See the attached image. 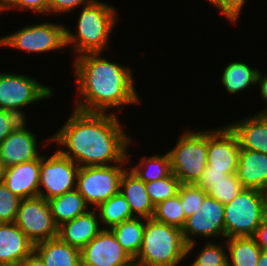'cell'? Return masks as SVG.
I'll use <instances>...</instances> for the list:
<instances>
[{
  "mask_svg": "<svg viewBox=\"0 0 267 266\" xmlns=\"http://www.w3.org/2000/svg\"><path fill=\"white\" fill-rule=\"evenodd\" d=\"M154 220L167 225H172L182 229L186 221L185 212L181 205L180 195L166 199L155 206Z\"/></svg>",
  "mask_w": 267,
  "mask_h": 266,
  "instance_id": "cell-31",
  "label": "cell"
},
{
  "mask_svg": "<svg viewBox=\"0 0 267 266\" xmlns=\"http://www.w3.org/2000/svg\"><path fill=\"white\" fill-rule=\"evenodd\" d=\"M15 223L34 244L58 237L49 202L41 196L20 200Z\"/></svg>",
  "mask_w": 267,
  "mask_h": 266,
  "instance_id": "cell-12",
  "label": "cell"
},
{
  "mask_svg": "<svg viewBox=\"0 0 267 266\" xmlns=\"http://www.w3.org/2000/svg\"><path fill=\"white\" fill-rule=\"evenodd\" d=\"M207 194L222 204L231 202L243 189L237 174H228L217 182H197Z\"/></svg>",
  "mask_w": 267,
  "mask_h": 266,
  "instance_id": "cell-30",
  "label": "cell"
},
{
  "mask_svg": "<svg viewBox=\"0 0 267 266\" xmlns=\"http://www.w3.org/2000/svg\"><path fill=\"white\" fill-rule=\"evenodd\" d=\"M252 237L262 250L267 251V215Z\"/></svg>",
  "mask_w": 267,
  "mask_h": 266,
  "instance_id": "cell-40",
  "label": "cell"
},
{
  "mask_svg": "<svg viewBox=\"0 0 267 266\" xmlns=\"http://www.w3.org/2000/svg\"><path fill=\"white\" fill-rule=\"evenodd\" d=\"M56 150V151H55ZM40 155L38 196L49 200L76 189L79 166L57 149Z\"/></svg>",
  "mask_w": 267,
  "mask_h": 266,
  "instance_id": "cell-10",
  "label": "cell"
},
{
  "mask_svg": "<svg viewBox=\"0 0 267 266\" xmlns=\"http://www.w3.org/2000/svg\"><path fill=\"white\" fill-rule=\"evenodd\" d=\"M228 173L217 170H208L205 168L201 178L198 182H217L218 180H222L223 177H226Z\"/></svg>",
  "mask_w": 267,
  "mask_h": 266,
  "instance_id": "cell-41",
  "label": "cell"
},
{
  "mask_svg": "<svg viewBox=\"0 0 267 266\" xmlns=\"http://www.w3.org/2000/svg\"><path fill=\"white\" fill-rule=\"evenodd\" d=\"M168 150L171 172L181 184H196L207 166L208 129L186 128Z\"/></svg>",
  "mask_w": 267,
  "mask_h": 266,
  "instance_id": "cell-5",
  "label": "cell"
},
{
  "mask_svg": "<svg viewBox=\"0 0 267 266\" xmlns=\"http://www.w3.org/2000/svg\"><path fill=\"white\" fill-rule=\"evenodd\" d=\"M240 149L238 138L226 124L215 129H208L206 168L235 174Z\"/></svg>",
  "mask_w": 267,
  "mask_h": 266,
  "instance_id": "cell-14",
  "label": "cell"
},
{
  "mask_svg": "<svg viewBox=\"0 0 267 266\" xmlns=\"http://www.w3.org/2000/svg\"><path fill=\"white\" fill-rule=\"evenodd\" d=\"M187 259V244L180 228L145 218L138 266H180ZM184 266V265H183Z\"/></svg>",
  "mask_w": 267,
  "mask_h": 266,
  "instance_id": "cell-4",
  "label": "cell"
},
{
  "mask_svg": "<svg viewBox=\"0 0 267 266\" xmlns=\"http://www.w3.org/2000/svg\"><path fill=\"white\" fill-rule=\"evenodd\" d=\"M134 141H130L127 150L128 168L135 173L142 181L149 182L160 180L167 177L171 173L170 159L168 153H154L151 156L144 155L140 157L133 165L130 156V145ZM139 161V162H138Z\"/></svg>",
  "mask_w": 267,
  "mask_h": 266,
  "instance_id": "cell-24",
  "label": "cell"
},
{
  "mask_svg": "<svg viewBox=\"0 0 267 266\" xmlns=\"http://www.w3.org/2000/svg\"><path fill=\"white\" fill-rule=\"evenodd\" d=\"M228 266H257L261 247L252 236L226 239Z\"/></svg>",
  "mask_w": 267,
  "mask_h": 266,
  "instance_id": "cell-26",
  "label": "cell"
},
{
  "mask_svg": "<svg viewBox=\"0 0 267 266\" xmlns=\"http://www.w3.org/2000/svg\"><path fill=\"white\" fill-rule=\"evenodd\" d=\"M20 200L0 180V223L15 222Z\"/></svg>",
  "mask_w": 267,
  "mask_h": 266,
  "instance_id": "cell-35",
  "label": "cell"
},
{
  "mask_svg": "<svg viewBox=\"0 0 267 266\" xmlns=\"http://www.w3.org/2000/svg\"><path fill=\"white\" fill-rule=\"evenodd\" d=\"M103 55V52L86 53L73 58L71 66L78 96L75 94L72 108L120 115L118 112L125 107L141 103L136 78L131 66L113 62Z\"/></svg>",
  "mask_w": 267,
  "mask_h": 266,
  "instance_id": "cell-2",
  "label": "cell"
},
{
  "mask_svg": "<svg viewBox=\"0 0 267 266\" xmlns=\"http://www.w3.org/2000/svg\"><path fill=\"white\" fill-rule=\"evenodd\" d=\"M265 194H266V204H267V190H266Z\"/></svg>",
  "mask_w": 267,
  "mask_h": 266,
  "instance_id": "cell-45",
  "label": "cell"
},
{
  "mask_svg": "<svg viewBox=\"0 0 267 266\" xmlns=\"http://www.w3.org/2000/svg\"><path fill=\"white\" fill-rule=\"evenodd\" d=\"M145 218L135 217L115 225L110 230L123 249L135 259L142 247Z\"/></svg>",
  "mask_w": 267,
  "mask_h": 266,
  "instance_id": "cell-28",
  "label": "cell"
},
{
  "mask_svg": "<svg viewBox=\"0 0 267 266\" xmlns=\"http://www.w3.org/2000/svg\"><path fill=\"white\" fill-rule=\"evenodd\" d=\"M53 220L57 226L85 214L91 208L75 189L48 200Z\"/></svg>",
  "mask_w": 267,
  "mask_h": 266,
  "instance_id": "cell-25",
  "label": "cell"
},
{
  "mask_svg": "<svg viewBox=\"0 0 267 266\" xmlns=\"http://www.w3.org/2000/svg\"><path fill=\"white\" fill-rule=\"evenodd\" d=\"M80 257L81 266H120L133 260L110 229H102L80 250Z\"/></svg>",
  "mask_w": 267,
  "mask_h": 266,
  "instance_id": "cell-15",
  "label": "cell"
},
{
  "mask_svg": "<svg viewBox=\"0 0 267 266\" xmlns=\"http://www.w3.org/2000/svg\"><path fill=\"white\" fill-rule=\"evenodd\" d=\"M185 217L193 215L201 206L207 192L197 184H180L178 189Z\"/></svg>",
  "mask_w": 267,
  "mask_h": 266,
  "instance_id": "cell-33",
  "label": "cell"
},
{
  "mask_svg": "<svg viewBox=\"0 0 267 266\" xmlns=\"http://www.w3.org/2000/svg\"><path fill=\"white\" fill-rule=\"evenodd\" d=\"M200 242L202 247L198 252L196 251V246H200L197 244L198 241L187 245V260L188 257L190 259L191 255H194L192 253H197L194 255V260L192 256L191 262L186 263L187 266H228L226 239L220 243L218 241H203L204 245L202 241Z\"/></svg>",
  "mask_w": 267,
  "mask_h": 266,
  "instance_id": "cell-27",
  "label": "cell"
},
{
  "mask_svg": "<svg viewBox=\"0 0 267 266\" xmlns=\"http://www.w3.org/2000/svg\"><path fill=\"white\" fill-rule=\"evenodd\" d=\"M93 0H49L48 2V15H66L78 10L79 7L89 5Z\"/></svg>",
  "mask_w": 267,
  "mask_h": 266,
  "instance_id": "cell-37",
  "label": "cell"
},
{
  "mask_svg": "<svg viewBox=\"0 0 267 266\" xmlns=\"http://www.w3.org/2000/svg\"><path fill=\"white\" fill-rule=\"evenodd\" d=\"M247 0H212L209 4L219 11L225 19L236 26Z\"/></svg>",
  "mask_w": 267,
  "mask_h": 266,
  "instance_id": "cell-36",
  "label": "cell"
},
{
  "mask_svg": "<svg viewBox=\"0 0 267 266\" xmlns=\"http://www.w3.org/2000/svg\"><path fill=\"white\" fill-rule=\"evenodd\" d=\"M180 184L179 179L171 172L163 179L145 182V187L150 200L156 206L158 203L178 194Z\"/></svg>",
  "mask_w": 267,
  "mask_h": 266,
  "instance_id": "cell-32",
  "label": "cell"
},
{
  "mask_svg": "<svg viewBox=\"0 0 267 266\" xmlns=\"http://www.w3.org/2000/svg\"><path fill=\"white\" fill-rule=\"evenodd\" d=\"M120 192L128 201L132 214L135 217L146 219L153 217L155 206L146 191L145 182L128 167L122 174Z\"/></svg>",
  "mask_w": 267,
  "mask_h": 266,
  "instance_id": "cell-21",
  "label": "cell"
},
{
  "mask_svg": "<svg viewBox=\"0 0 267 266\" xmlns=\"http://www.w3.org/2000/svg\"><path fill=\"white\" fill-rule=\"evenodd\" d=\"M102 230L95 209L58 226V237L70 246L82 249Z\"/></svg>",
  "mask_w": 267,
  "mask_h": 266,
  "instance_id": "cell-19",
  "label": "cell"
},
{
  "mask_svg": "<svg viewBox=\"0 0 267 266\" xmlns=\"http://www.w3.org/2000/svg\"><path fill=\"white\" fill-rule=\"evenodd\" d=\"M19 266H45V264L42 259L35 252H33L28 257H26L19 264Z\"/></svg>",
  "mask_w": 267,
  "mask_h": 266,
  "instance_id": "cell-42",
  "label": "cell"
},
{
  "mask_svg": "<svg viewBox=\"0 0 267 266\" xmlns=\"http://www.w3.org/2000/svg\"><path fill=\"white\" fill-rule=\"evenodd\" d=\"M27 124H29L27 120H23L0 143V171L37 159L43 153L42 151H45L46 148L39 145L41 144L38 141L39 136L33 133Z\"/></svg>",
  "mask_w": 267,
  "mask_h": 266,
  "instance_id": "cell-13",
  "label": "cell"
},
{
  "mask_svg": "<svg viewBox=\"0 0 267 266\" xmlns=\"http://www.w3.org/2000/svg\"><path fill=\"white\" fill-rule=\"evenodd\" d=\"M40 156L0 171V180L21 199L38 196Z\"/></svg>",
  "mask_w": 267,
  "mask_h": 266,
  "instance_id": "cell-16",
  "label": "cell"
},
{
  "mask_svg": "<svg viewBox=\"0 0 267 266\" xmlns=\"http://www.w3.org/2000/svg\"><path fill=\"white\" fill-rule=\"evenodd\" d=\"M257 266H267V251H261Z\"/></svg>",
  "mask_w": 267,
  "mask_h": 266,
  "instance_id": "cell-43",
  "label": "cell"
},
{
  "mask_svg": "<svg viewBox=\"0 0 267 266\" xmlns=\"http://www.w3.org/2000/svg\"><path fill=\"white\" fill-rule=\"evenodd\" d=\"M237 177L244 188L267 190V154L240 149Z\"/></svg>",
  "mask_w": 267,
  "mask_h": 266,
  "instance_id": "cell-20",
  "label": "cell"
},
{
  "mask_svg": "<svg viewBox=\"0 0 267 266\" xmlns=\"http://www.w3.org/2000/svg\"><path fill=\"white\" fill-rule=\"evenodd\" d=\"M34 252L45 266H81L80 249L70 246L59 237L34 244Z\"/></svg>",
  "mask_w": 267,
  "mask_h": 266,
  "instance_id": "cell-22",
  "label": "cell"
},
{
  "mask_svg": "<svg viewBox=\"0 0 267 266\" xmlns=\"http://www.w3.org/2000/svg\"><path fill=\"white\" fill-rule=\"evenodd\" d=\"M246 62L232 60L223 68L220 75L221 85L229 95H241L242 91H248L253 86L258 88L256 84L259 69Z\"/></svg>",
  "mask_w": 267,
  "mask_h": 266,
  "instance_id": "cell-23",
  "label": "cell"
},
{
  "mask_svg": "<svg viewBox=\"0 0 267 266\" xmlns=\"http://www.w3.org/2000/svg\"><path fill=\"white\" fill-rule=\"evenodd\" d=\"M48 21V22H47ZM52 20L27 24L17 31L0 36V48H12L25 54L66 52V24Z\"/></svg>",
  "mask_w": 267,
  "mask_h": 266,
  "instance_id": "cell-6",
  "label": "cell"
},
{
  "mask_svg": "<svg viewBox=\"0 0 267 266\" xmlns=\"http://www.w3.org/2000/svg\"><path fill=\"white\" fill-rule=\"evenodd\" d=\"M261 71V72H260ZM262 70H259L258 76H257V84L256 86L259 87V95L262 99V102L264 101V104L266 103V106H264L262 109H260L258 114H267V73L263 72Z\"/></svg>",
  "mask_w": 267,
  "mask_h": 266,
  "instance_id": "cell-39",
  "label": "cell"
},
{
  "mask_svg": "<svg viewBox=\"0 0 267 266\" xmlns=\"http://www.w3.org/2000/svg\"><path fill=\"white\" fill-rule=\"evenodd\" d=\"M34 252V243L12 223H0V266H19Z\"/></svg>",
  "mask_w": 267,
  "mask_h": 266,
  "instance_id": "cell-17",
  "label": "cell"
},
{
  "mask_svg": "<svg viewBox=\"0 0 267 266\" xmlns=\"http://www.w3.org/2000/svg\"><path fill=\"white\" fill-rule=\"evenodd\" d=\"M224 212V204L207 194L200 208L186 218L181 229L186 244L197 242L198 237L202 241L225 240Z\"/></svg>",
  "mask_w": 267,
  "mask_h": 266,
  "instance_id": "cell-11",
  "label": "cell"
},
{
  "mask_svg": "<svg viewBox=\"0 0 267 266\" xmlns=\"http://www.w3.org/2000/svg\"><path fill=\"white\" fill-rule=\"evenodd\" d=\"M102 229H111L123 221L135 218L128 201L119 192L95 208Z\"/></svg>",
  "mask_w": 267,
  "mask_h": 266,
  "instance_id": "cell-29",
  "label": "cell"
},
{
  "mask_svg": "<svg viewBox=\"0 0 267 266\" xmlns=\"http://www.w3.org/2000/svg\"><path fill=\"white\" fill-rule=\"evenodd\" d=\"M120 266H138V265H137V263L133 259L129 264L120 265Z\"/></svg>",
  "mask_w": 267,
  "mask_h": 266,
  "instance_id": "cell-44",
  "label": "cell"
},
{
  "mask_svg": "<svg viewBox=\"0 0 267 266\" xmlns=\"http://www.w3.org/2000/svg\"><path fill=\"white\" fill-rule=\"evenodd\" d=\"M16 113L0 108V143L21 123Z\"/></svg>",
  "mask_w": 267,
  "mask_h": 266,
  "instance_id": "cell-38",
  "label": "cell"
},
{
  "mask_svg": "<svg viewBox=\"0 0 267 266\" xmlns=\"http://www.w3.org/2000/svg\"><path fill=\"white\" fill-rule=\"evenodd\" d=\"M127 163L126 158L122 163L108 166L79 167L76 190L91 209L120 192V182L128 167Z\"/></svg>",
  "mask_w": 267,
  "mask_h": 266,
  "instance_id": "cell-9",
  "label": "cell"
},
{
  "mask_svg": "<svg viewBox=\"0 0 267 266\" xmlns=\"http://www.w3.org/2000/svg\"><path fill=\"white\" fill-rule=\"evenodd\" d=\"M15 72H0V108L16 113L23 120H28L27 107L50 99L54 95L51 86L41 80ZM25 108V110H24Z\"/></svg>",
  "mask_w": 267,
  "mask_h": 266,
  "instance_id": "cell-8",
  "label": "cell"
},
{
  "mask_svg": "<svg viewBox=\"0 0 267 266\" xmlns=\"http://www.w3.org/2000/svg\"><path fill=\"white\" fill-rule=\"evenodd\" d=\"M226 125L238 138L241 149L267 154V114L254 113Z\"/></svg>",
  "mask_w": 267,
  "mask_h": 266,
  "instance_id": "cell-18",
  "label": "cell"
},
{
  "mask_svg": "<svg viewBox=\"0 0 267 266\" xmlns=\"http://www.w3.org/2000/svg\"><path fill=\"white\" fill-rule=\"evenodd\" d=\"M48 2L49 0H0L1 3V14L8 13L7 11H13L16 13L18 10L21 12L32 11L31 13H35L36 15H40V17L46 18L48 16ZM6 12V13H4Z\"/></svg>",
  "mask_w": 267,
  "mask_h": 266,
  "instance_id": "cell-34",
  "label": "cell"
},
{
  "mask_svg": "<svg viewBox=\"0 0 267 266\" xmlns=\"http://www.w3.org/2000/svg\"><path fill=\"white\" fill-rule=\"evenodd\" d=\"M78 11L75 32L68 26L65 32L66 48L71 49L69 51L72 55L75 54L73 57L86 53H104L111 49V35L119 23L118 8L104 1L93 0Z\"/></svg>",
  "mask_w": 267,
  "mask_h": 266,
  "instance_id": "cell-3",
  "label": "cell"
},
{
  "mask_svg": "<svg viewBox=\"0 0 267 266\" xmlns=\"http://www.w3.org/2000/svg\"><path fill=\"white\" fill-rule=\"evenodd\" d=\"M71 110L63 126L42 139L43 147L55 143L59 146L57 150L79 167L108 166L127 158L133 137L127 133L128 129L124 131L120 115Z\"/></svg>",
  "mask_w": 267,
  "mask_h": 266,
  "instance_id": "cell-1",
  "label": "cell"
},
{
  "mask_svg": "<svg viewBox=\"0 0 267 266\" xmlns=\"http://www.w3.org/2000/svg\"><path fill=\"white\" fill-rule=\"evenodd\" d=\"M224 208L225 239L253 236L267 215L266 194L244 188Z\"/></svg>",
  "mask_w": 267,
  "mask_h": 266,
  "instance_id": "cell-7",
  "label": "cell"
}]
</instances>
